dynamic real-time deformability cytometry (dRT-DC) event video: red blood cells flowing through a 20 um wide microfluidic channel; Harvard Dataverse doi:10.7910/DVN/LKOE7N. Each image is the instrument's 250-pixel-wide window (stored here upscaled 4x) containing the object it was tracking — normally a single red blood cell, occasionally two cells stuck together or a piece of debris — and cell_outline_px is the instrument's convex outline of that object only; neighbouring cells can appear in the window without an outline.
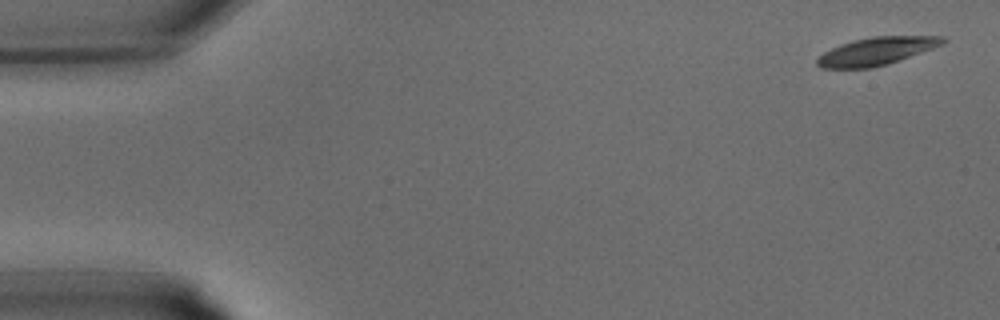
{"species": "common noctule bat (a hibernating species)", "species_latin": "Nyctalus noctula", "temperature_condition": "warm", "stored_images_in_passage": 32, "camera_frame_rate_fps": 3000, "um_per_image_px": 0.085, "animal": {"sex": "male", "body_mass_g": 15.6}, "frame": {"image": 1, "passage_image": 1, "time_ms": 0.0, "image_size_px": [1000, 320], "cell_outline_px": [[948, 40], [944, 44], [888, 64], [872, 68], [820, 68], [816, 64], [816, 60], [824, 52], [840, 44], [852, 40], [872, 36], [944, 36]], "centroid_in_image_um": [74.51, 4.34], "position_along_channel_um": 10.5, "area_um2": 20.4}}
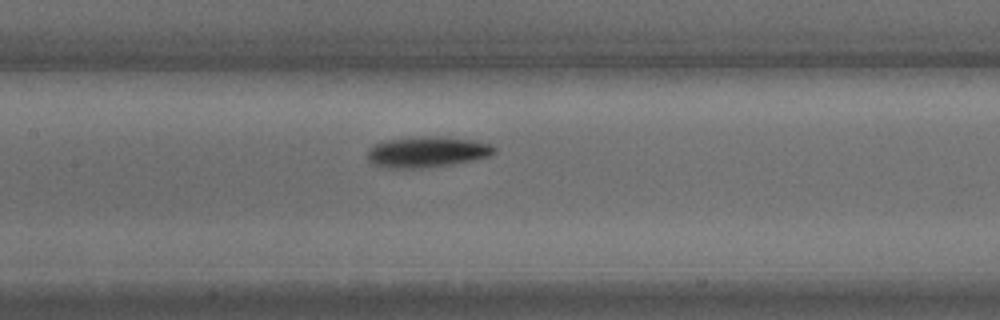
{"frame": {"image": 2, "passage_image": 15, "time_ms": 4.667, "image_size_px": [1000, 320], "cell_outline_px": [[496, 152], [488, 156], [472, 160], [452, 164], [424, 168], [384, 168], [372, 164], [368, 160], [368, 148], [376, 144], [388, 140], [424, 136], [440, 136], [472, 140], [488, 144], [496, 148]], "centroid_in_image_um": [36.27, 12.92], "position_along_channel_um": 171.1, "area_um2": 22.66}}
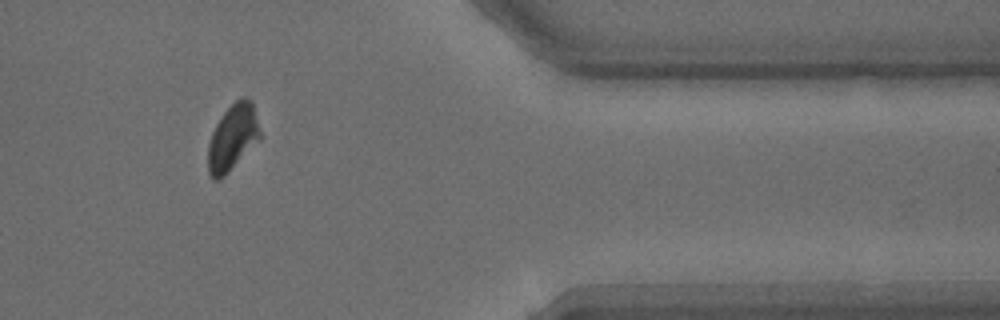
{"frame": {"image": 3, "passage_image": 27, "time_ms": 8.667, "image_size_px": [1000, 320], "cell_outline_px": [[260, 140], [220, 180], [212, 180], [208, 172], [208, 144], [212, 132], [220, 116], [240, 96], [248, 96], [252, 100], [260, 132]], "centroid_in_image_um": [19.77, 11.68], "position_along_channel_um": 391.6, "area_um2": 20.17}}